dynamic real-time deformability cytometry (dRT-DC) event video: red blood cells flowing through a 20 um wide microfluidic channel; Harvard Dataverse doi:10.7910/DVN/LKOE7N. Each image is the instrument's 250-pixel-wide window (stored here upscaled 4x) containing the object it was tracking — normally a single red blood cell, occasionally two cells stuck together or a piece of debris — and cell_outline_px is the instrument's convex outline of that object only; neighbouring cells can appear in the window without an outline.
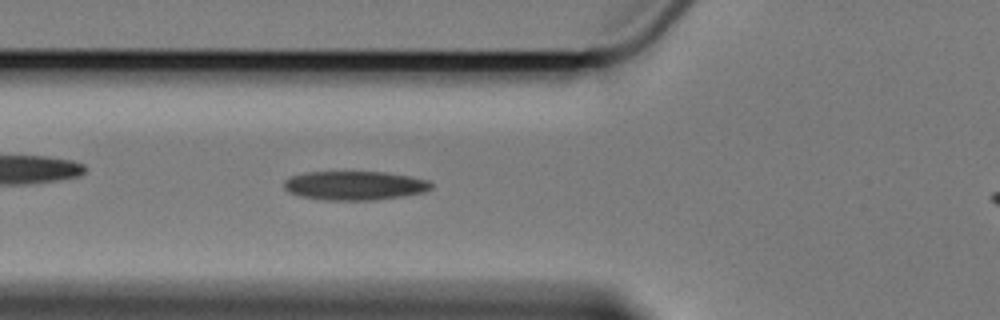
{"species": "Egyptian fruit bat (a non-hibernating species)", "species_latin": "Rousettus aegyptiacus", "temperature_condition": "cold", "stored_images_in_passage": 4, "camera_frame_rate_fps": 3000, "um_per_image_px": 0.085, "animal": {"sex": "female"}, "frame": {"image": 1, "passage_image": 4, "time_ms": 5.0, "image_size_px": [1000, 320], "cell_outline_px": [[432, 188], [424, 192], [404, 196], [372, 200], [324, 200], [300, 196], [288, 192], [284, 188], [284, 180], [292, 176], [304, 172], [384, 172], [408, 176], [428, 180], [432, 184]], "centroid_in_image_um": [30.13, 15.77], "position_along_channel_um": 95.7, "area_um2": 24.85}}